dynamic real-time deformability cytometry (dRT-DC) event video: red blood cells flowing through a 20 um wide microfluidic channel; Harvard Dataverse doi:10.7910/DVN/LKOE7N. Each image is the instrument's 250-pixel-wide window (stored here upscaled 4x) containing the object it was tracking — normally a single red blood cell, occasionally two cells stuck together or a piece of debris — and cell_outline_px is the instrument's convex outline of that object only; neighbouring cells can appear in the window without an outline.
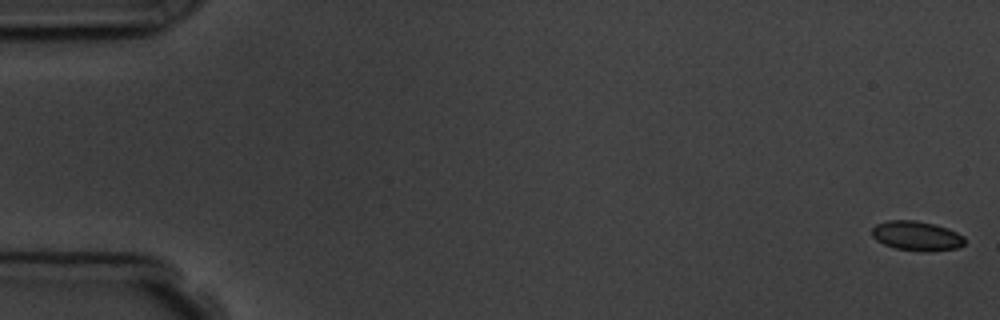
{"species": "common noctule bat (a hibernating species)", "species_latin": "Nyctalus noctula", "temperature_condition": "room temperature", "stored_images_in_passage": 6, "camera_frame_rate_fps": 3000, "um_per_image_px": 0.085, "animal": {"sex": "male", "body_mass_g": 19.5, "forearm_length_mm": 54.6}, "frame": {"image": 1, "passage_image": 1, "time_ms": 0.0, "image_size_px": [1000, 320], "cell_outline_px": [[964, 244], [956, 248], [932, 252], [924, 252], [896, 248], [884, 244], [876, 240], [872, 236], [872, 228], [876, 224], [888, 220], [916, 220], [936, 224], [948, 228], [964, 236]], "centroid_in_image_um": [77.92, 20.04], "position_along_channel_um": 7.1, "area_um2": 16.13}}